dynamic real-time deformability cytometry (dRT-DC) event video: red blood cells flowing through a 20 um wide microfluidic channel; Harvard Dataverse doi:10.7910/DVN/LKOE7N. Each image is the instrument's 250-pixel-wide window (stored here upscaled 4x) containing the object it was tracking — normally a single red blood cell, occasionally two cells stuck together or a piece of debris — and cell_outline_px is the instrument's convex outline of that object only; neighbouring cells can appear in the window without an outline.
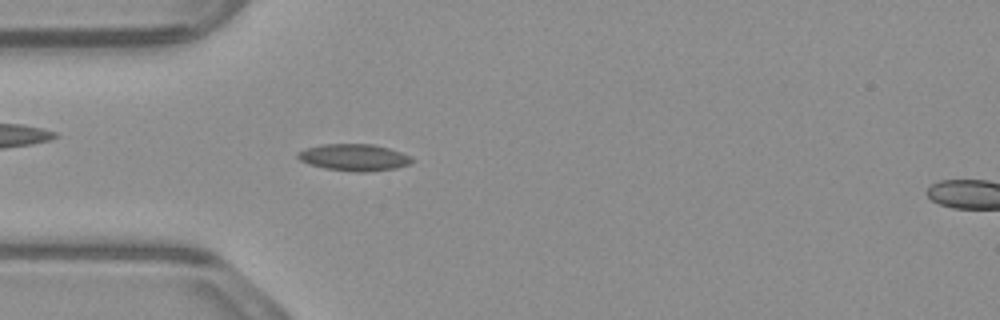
{"species": "common noctule bat (a hibernating species)", "species_latin": "Nyctalus noctula", "temperature_condition": "warm", "stored_images_in_passage": 53, "camera_frame_rate_fps": 3000, "um_per_image_px": 0.085, "animal": {"sex": "male", "body_mass_g": 23.1, "forearm_length_mm": 52.7}, "frame": {"image": 1, "passage_image": 15, "time_ms": 4.667, "image_size_px": [1000, 320], "cell_outline_px": [[416, 160], [408, 164], [396, 168], [364, 172], [356, 172], [324, 168], [308, 164], [300, 160], [296, 156], [296, 152], [304, 148], [320, 144], [372, 144], [388, 148], [412, 156]], "centroid_in_image_um": [30.06, 13.37], "position_along_channel_um": 54.9, "area_um2": 17.98}}
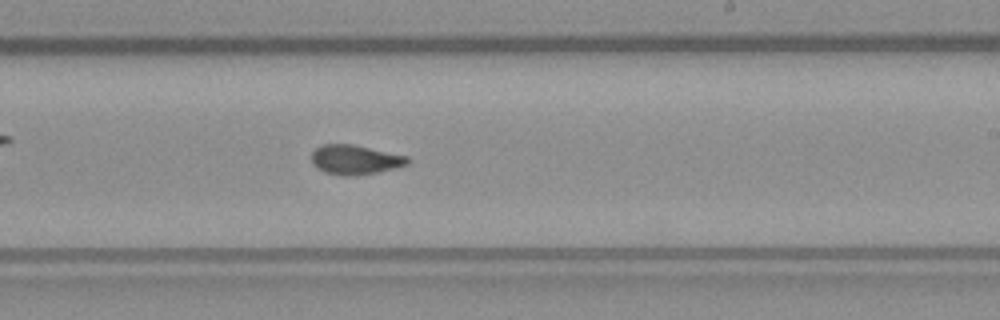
{"frame": {"image": 2, "passage_image": 31, "time_ms": 10.0, "image_size_px": [1000, 320], "cell_outline_px": [[412, 160], [408, 164], [396, 168], [376, 172], [352, 176], [340, 176], [324, 172], [312, 164], [312, 152], [320, 144], [352, 144], [408, 156]], "centroid_in_image_um": [30.19, 13.57], "position_along_channel_um": 258.8, "area_um2": 16.65}}
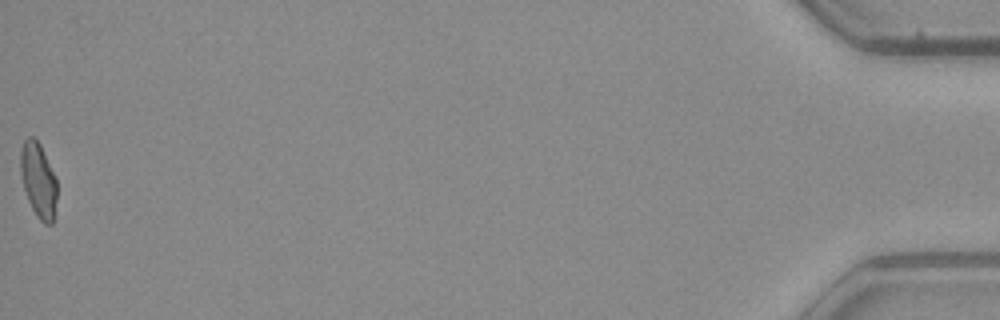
{"frame": {"image": 3, "passage_image": 53, "time_ms": 17.333, "image_size_px": [1000, 320], "cell_outline_px": [[56, 200], [52, 224], [44, 224], [36, 216], [28, 200], [24, 188], [20, 172], [20, 148], [24, 140], [28, 136], [32, 136], [40, 144], [56, 176]], "centroid_in_image_um": [3.25, 15.29], "position_along_channel_um": 432.0, "area_um2": 15.95}, "authors_computed_cell_mechanics": {"area_um2": 16.4152, "velocity_mm_per_s": 3.8875, "shape_relaxation_time_tau1_ms": null, "shape_relaxation_time_tau2_ms": 2.1229, "deformation_change_tau1": null, "deformation_change_tau2": 0.0626}}